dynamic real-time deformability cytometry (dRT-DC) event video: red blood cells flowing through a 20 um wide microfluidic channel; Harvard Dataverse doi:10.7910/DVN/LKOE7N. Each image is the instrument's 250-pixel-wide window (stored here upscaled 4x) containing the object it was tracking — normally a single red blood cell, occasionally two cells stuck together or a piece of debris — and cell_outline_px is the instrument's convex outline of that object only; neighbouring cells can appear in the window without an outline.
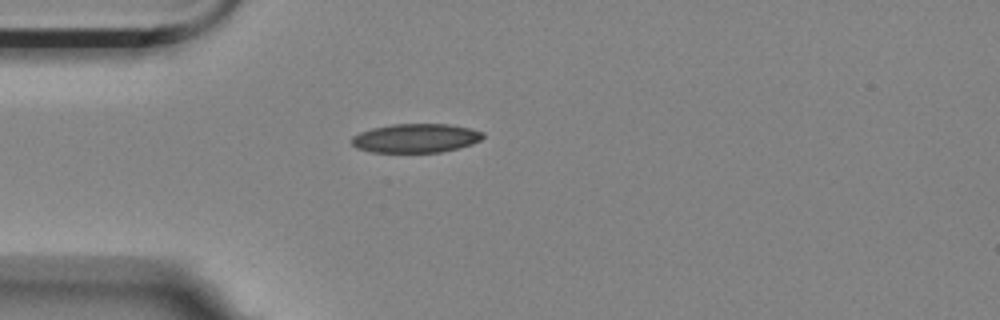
{"species": "Egyptian fruit bat (a non-hibernating species)", "species_latin": "Rousettus aegyptiacus", "temperature_condition": "room temperature", "stored_images_in_passage": 2, "camera_frame_rate_fps": 3000, "um_per_image_px": 0.085, "animal": {"sex": "female"}, "frame": {"image": 1, "passage_image": 1, "time_ms": 0.0, "image_size_px": [1000, 320], "cell_outline_px": [[484, 136], [480, 140], [472, 144], [440, 152], [372, 152], [356, 148], [352, 144], [352, 136], [360, 132], [372, 128], [392, 124], [448, 124], [472, 128], [484, 132]], "centroid_in_image_um": [35.34, 11.73], "position_along_channel_um": 49.7, "area_um2": 22.14}}